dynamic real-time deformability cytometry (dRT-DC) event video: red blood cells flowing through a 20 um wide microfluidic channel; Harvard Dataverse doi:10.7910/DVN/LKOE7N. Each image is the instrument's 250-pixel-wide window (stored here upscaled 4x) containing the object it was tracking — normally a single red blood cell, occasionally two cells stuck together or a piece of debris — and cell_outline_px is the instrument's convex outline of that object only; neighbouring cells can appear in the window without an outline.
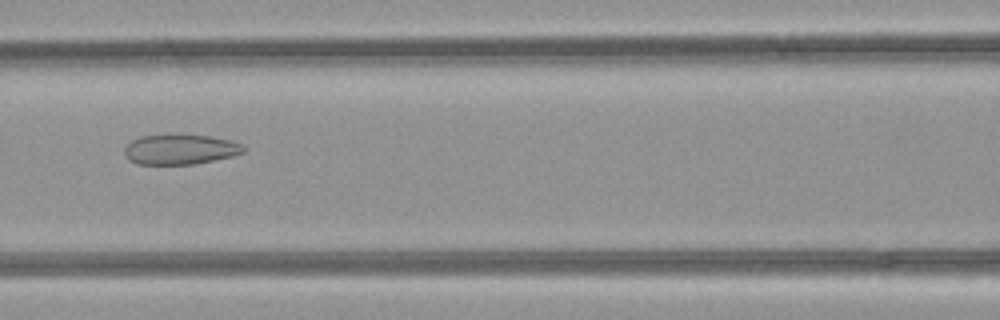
{"species": "common noctule bat (a hibernating species)", "species_latin": "Nyctalus noctula", "temperature_condition": "room temperature", "stored_images_in_passage": 40, "camera_frame_rate_fps": 3000, "um_per_image_px": 0.085, "animal": {"sex": "female", "body_mass_g": 21.9}, "frame": {"image": 1, "passage_image": 17, "time_ms": 5.333, "image_size_px": [1000, 320], "cell_outline_px": [[244, 152], [232, 156], [192, 164], [136, 164], [128, 160], [124, 152], [124, 148], [132, 140], [140, 136], [208, 136], [232, 140], [240, 144], [244, 148]], "centroid_in_image_um": [15.29, 12.72], "position_along_channel_um": 151.3, "area_um2": 20.35}}
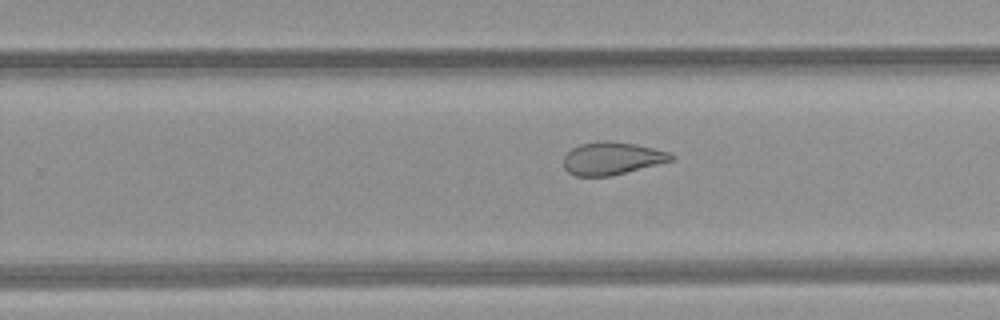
{"frame": {"image": 2, "passage_image": 26, "time_ms": 8.333, "image_size_px": [1000, 320], "cell_outline_px": [[676, 160], [612, 176], [576, 176], [568, 172], [564, 168], [564, 156], [572, 148], [580, 144], [600, 140], [608, 140], [636, 144], [672, 152], [676, 156]], "centroid_in_image_um": [52.08, 13.46], "position_along_channel_um": 277.7, "area_um2": 20.92}}
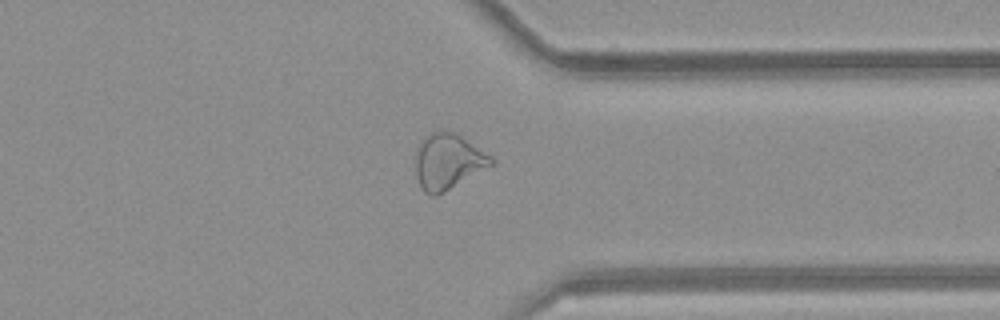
{"frame": {"image": 3, "passage_image": 33, "time_ms": 10.667, "image_size_px": [1000, 320], "cell_outline_px": [[496, 164], [444, 192], [436, 196], [432, 196], [424, 192], [416, 176], [416, 148], [420, 140], [424, 136], [440, 128], [444, 128], [456, 132], [492, 156], [496, 160]], "centroid_in_image_um": [38.1, 13.69], "position_along_channel_um": 373.3, "area_um2": 25.2}, "authors_computed_cell_mechanics": {"area_um2": 24.3916, "velocity_mm_per_s": 4.2276, "shape_relaxation_time_tau1_ms": null, "shape_relaxation_time_tau2_ms": 1.6787, "deformation_change_tau1": null, "deformation_change_tau2": 0.0932}}